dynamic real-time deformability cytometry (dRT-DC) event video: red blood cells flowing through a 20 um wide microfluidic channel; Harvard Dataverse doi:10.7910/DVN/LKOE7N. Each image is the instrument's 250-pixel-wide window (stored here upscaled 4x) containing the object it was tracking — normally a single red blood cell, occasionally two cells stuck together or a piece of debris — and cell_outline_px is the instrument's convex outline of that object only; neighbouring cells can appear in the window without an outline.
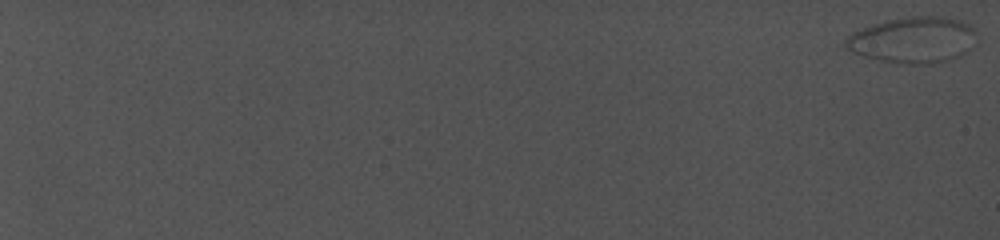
{"species": "common noctule bat (a hibernating species)", "species_latin": "Nyctalus noctula", "temperature_condition": "cold", "stored_images_in_passage": 68, "camera_frame_rate_fps": 5000, "um_per_image_px": 0.085, "animal": {"sex": "female", "body_mass_g": 19.0, "forearm_length_mm": 56.7}, "frame": {"image": 1, "passage_image": 1, "time_ms": 0.0, "image_size_px": [1000, 240], "cell_outline_px": [[972, 32], [968, 52], [960, 56], [936, 64], [900, 64], [880, 60], [864, 56], [852, 52], [844, 48], [840, 44], [852, 32], [872, 24], [888, 20], [912, 16], [936, 16], [960, 20], [968, 24], [972, 28]], "centroid_in_image_um": [77.51, 3.41], "position_along_channel_um": 7.5, "area_um2": 35.03}}
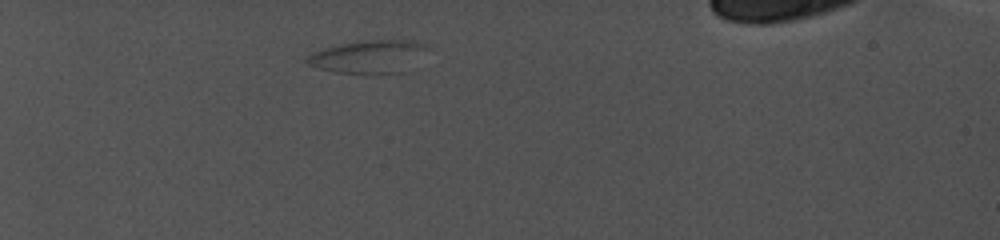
{"frame": {"image": 2, "passage_image": 30, "time_ms": 9.6, "image_size_px": [1000, 240], "cell_outline_px": [[432, 48], [408, 72], [376, 76], [372, 76], [336, 72], [320, 68], [308, 64], [304, 60], [312, 52], [324, 48], [340, 44], [360, 40], [412, 40], [428, 44]], "centroid_in_image_um": [31.46, 4.85], "position_along_channel_um": 53.5, "area_um2": 24.39}}
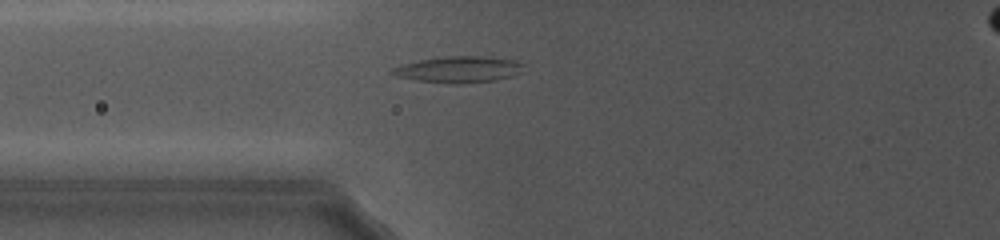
{"frame": {"image": 3, "passage_image": 37, "time_ms": 12.6, "image_size_px": [1000, 240], "cell_outline_px": [[524, 64], [520, 72], [512, 76], [496, 80], [456, 84], [452, 84], [416, 80], [396, 76], [388, 72], [388, 68], [400, 64], [420, 60], [444, 56], [480, 56], [512, 60]], "centroid_in_image_um": [38.9, 5.9], "position_along_channel_um": 86.9, "area_um2": 20.17}}